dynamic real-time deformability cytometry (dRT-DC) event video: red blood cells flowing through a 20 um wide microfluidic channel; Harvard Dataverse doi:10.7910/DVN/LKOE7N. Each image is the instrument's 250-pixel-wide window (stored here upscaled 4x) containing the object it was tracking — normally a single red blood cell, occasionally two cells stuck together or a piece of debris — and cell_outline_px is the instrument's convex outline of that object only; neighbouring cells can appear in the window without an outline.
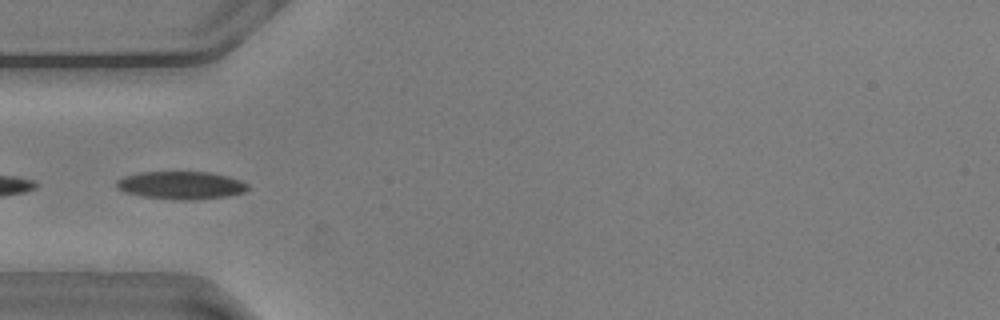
{"species": "common noctule bat (a hibernating species)", "species_latin": "Nyctalus noctula", "temperature_condition": "warm", "stored_images_in_passage": 29, "camera_frame_rate_fps": 3000, "um_per_image_px": 0.085, "animal": {"sex": "male", "body_mass_g": 20.5, "forearm_length_mm": 52.5}, "frame": {"image": 1, "passage_image": 5, "time_ms": 1.333, "image_size_px": [1000, 320], "cell_outline_px": [[248, 188], [244, 192], [228, 196], [192, 200], [180, 200], [140, 196], [124, 192], [116, 184], [116, 180], [124, 176], [140, 172], [212, 172], [228, 176], [240, 180], [248, 184]], "centroid_in_image_um": [15.4, 15.74], "position_along_channel_um": 69.6, "area_um2": 21.33}}